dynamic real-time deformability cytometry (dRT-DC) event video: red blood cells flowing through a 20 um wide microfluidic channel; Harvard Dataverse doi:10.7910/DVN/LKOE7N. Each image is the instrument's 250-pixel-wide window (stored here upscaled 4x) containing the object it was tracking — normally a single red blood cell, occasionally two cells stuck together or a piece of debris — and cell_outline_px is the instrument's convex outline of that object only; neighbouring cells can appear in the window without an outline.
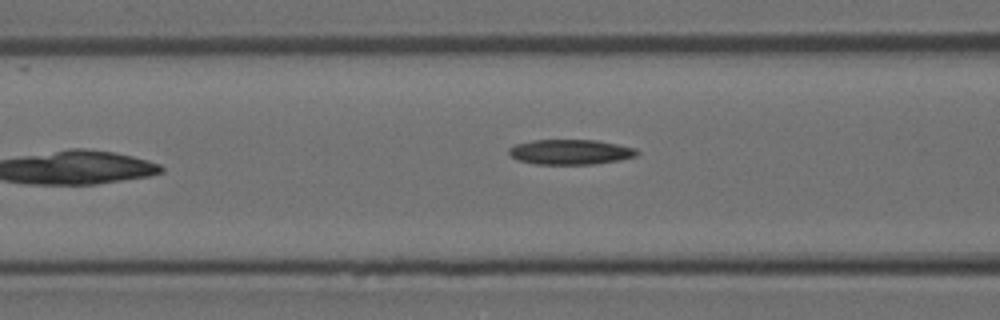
{"species": "Egyptian fruit bat (a non-hibernating species)", "species_latin": "Rousettus aegyptiacus", "temperature_condition": "room temperature", "stored_images_in_passage": 8, "segment_of_instrument_passage": [2, 2], "camera_frame_rate_fps": 3000, "um_per_image_px": 0.085, "animal": {"sex": "female"}, "frame": {"image": 1, "passage_image": 8, "time_ms": 8.0, "image_size_px": [1000, 320], "cell_outline_px": [[640, 152], [636, 156], [620, 160], [592, 164], [536, 164], [520, 160], [512, 156], [508, 152], [508, 148], [516, 144], [532, 140], [596, 140], [636, 148]], "centroid_in_image_um": [48.51, 12.91], "position_along_channel_um": 118.1, "area_um2": 18.61}}